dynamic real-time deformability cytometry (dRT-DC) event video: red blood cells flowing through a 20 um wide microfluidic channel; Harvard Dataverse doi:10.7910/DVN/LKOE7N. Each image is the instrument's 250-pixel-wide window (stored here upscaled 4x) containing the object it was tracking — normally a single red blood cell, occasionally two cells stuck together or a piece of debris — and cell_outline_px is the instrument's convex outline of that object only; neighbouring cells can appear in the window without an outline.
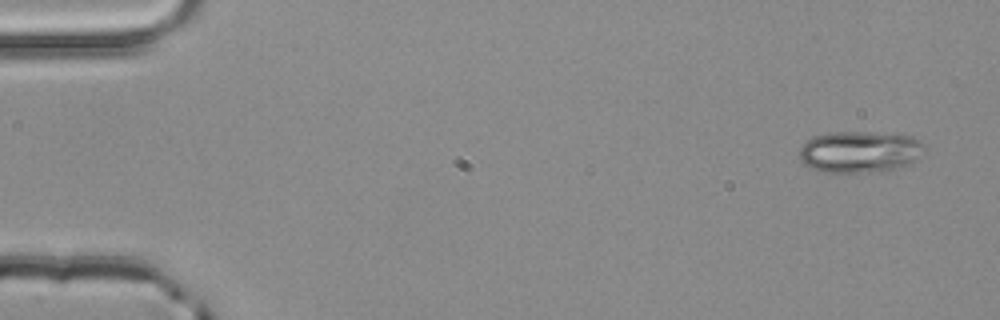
{"species": "common noctule bat (a hibernating species)", "species_latin": "Nyctalus noctula", "temperature_condition": "room temperature", "stored_images_in_passage": 4, "camera_frame_rate_fps": 3000, "um_per_image_px": 0.085, "animal": {"sex": "male", "body_mass_g": 20.4}, "frame": {"image": 1, "passage_image": 1, "time_ms": 0.0, "image_size_px": [1000, 320], "cell_outline_px": [[924, 148], [912, 164], [892, 168], [856, 172], [824, 172], [812, 168], [804, 164], [800, 160], [800, 148], [812, 136], [832, 132], [868, 132], [912, 136], [920, 140], [924, 144]], "centroid_in_image_um": [73.05, 12.88], "position_along_channel_um": 11.9, "area_um2": 29.82}}